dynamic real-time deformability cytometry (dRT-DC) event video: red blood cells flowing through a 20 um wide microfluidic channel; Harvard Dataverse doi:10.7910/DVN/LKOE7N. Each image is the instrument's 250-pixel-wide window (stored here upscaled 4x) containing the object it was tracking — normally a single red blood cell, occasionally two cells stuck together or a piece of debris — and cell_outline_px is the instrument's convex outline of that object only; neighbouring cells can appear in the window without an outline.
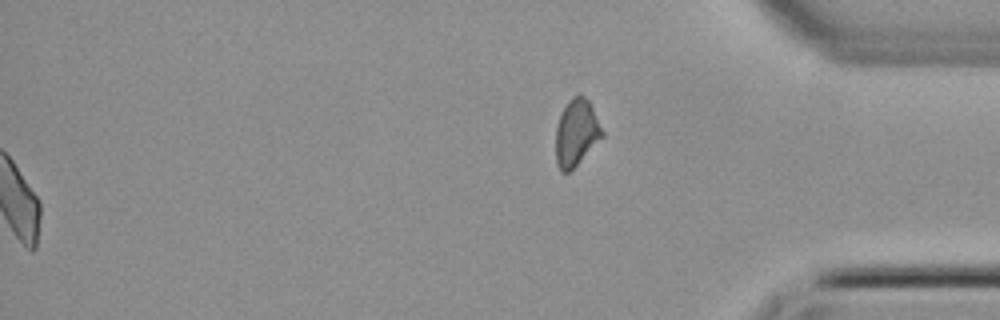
{"species": "common noctule bat (a hibernating species)", "species_latin": "Nyctalus noctula", "temperature_condition": "cold", "stored_images_in_passage": 50, "segment_of_instrument_passage": [2, 2], "camera_frame_rate_fps": 3000, "um_per_image_px": 0.085, "animal": {"sex": "female", "body_mass_g": 22.7, "forearm_length_mm": 54.2}, "frame": {"image": 1, "passage_image": 50, "time_ms": 16.333, "image_size_px": [1000, 320], "cell_outline_px": [[604, 136], [568, 172], [560, 172], [556, 164], [556, 124], [568, 100], [572, 96], [580, 92], [588, 100], [604, 132]], "centroid_in_image_um": [48.98, 11.25], "position_along_channel_um": 386.2, "area_um2": 17.92}}